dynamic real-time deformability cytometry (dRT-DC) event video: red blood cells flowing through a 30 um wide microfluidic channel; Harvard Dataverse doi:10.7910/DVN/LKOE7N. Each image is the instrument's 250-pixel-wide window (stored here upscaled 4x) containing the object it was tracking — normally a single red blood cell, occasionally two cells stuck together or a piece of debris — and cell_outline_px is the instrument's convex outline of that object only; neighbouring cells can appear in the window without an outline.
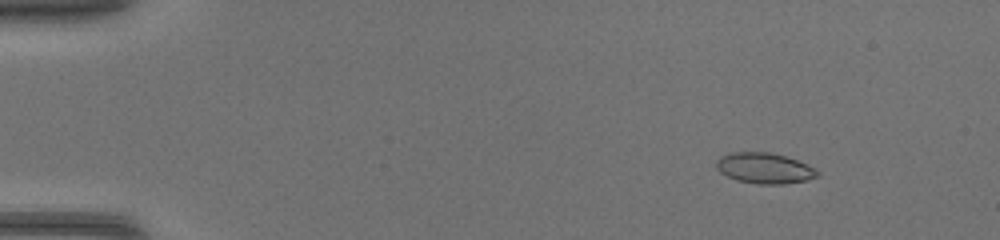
{"species": "common noctule bat (a hibernating species)", "species_latin": "Nyctalus noctula", "temperature_condition": "warm", "stored_images_in_passage": 46, "camera_frame_rate_fps": 3000, "um_per_image_px": 0.085, "animal": {"sex": "female", "body_mass_g": 17.0, "forearm_length_mm": 48.0}, "frame": {"image": 1, "passage_image": 6, "time_ms": 1.667, "image_size_px": [1000, 240], "cell_outline_px": [[820, 176], [808, 180], [784, 184], [756, 184], [736, 180], [720, 172], [716, 168], [716, 160], [720, 156], [732, 152], [768, 152], [784, 156], [808, 164], [816, 168], [820, 172]], "centroid_in_image_um": [65.0, 14.3], "position_along_channel_um": 20.0, "area_um2": 18.26}}
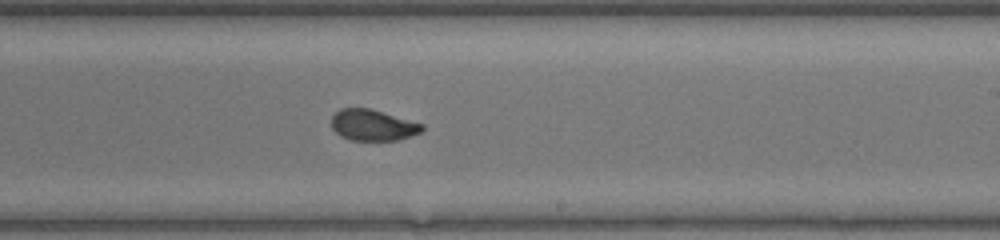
{"frame": {"image": 2, "passage_image": 29, "time_ms": 9.333, "image_size_px": [1000, 240], "cell_outline_px": [[424, 128], [420, 132], [396, 140], [352, 140], [340, 136], [332, 128], [332, 116], [340, 108], [368, 108], [424, 124]], "centroid_in_image_um": [31.66, 10.63], "position_along_channel_um": 257.3, "area_um2": 16.18}}
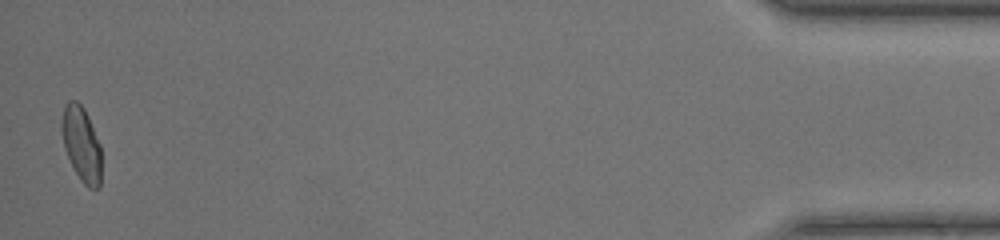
{"frame": {"image": 3, "passage_image": 46, "time_ms": 15.0, "image_size_px": [1000, 240], "cell_outline_px": [[100, 188], [88, 188], [80, 180], [64, 148], [60, 128], [60, 124], [64, 104], [68, 100], [76, 100], [84, 108], [88, 116], [100, 144]], "centroid_in_image_um": [6.9, 12.2], "position_along_channel_um": 428.3, "area_um2": 17.34}}